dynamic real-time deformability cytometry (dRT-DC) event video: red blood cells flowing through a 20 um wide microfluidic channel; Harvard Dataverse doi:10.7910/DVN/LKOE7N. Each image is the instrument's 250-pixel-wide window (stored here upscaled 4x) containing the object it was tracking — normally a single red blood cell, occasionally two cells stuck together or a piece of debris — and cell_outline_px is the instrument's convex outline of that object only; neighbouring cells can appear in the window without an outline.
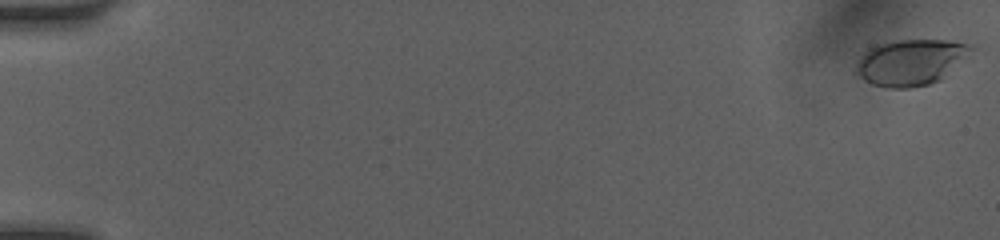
{"species": "human", "species_latin": "Homo sapiens", "temperature_condition": "room temperature", "stored_images_in_passage": 23, "camera_frame_rate_fps": 3000, "um_per_image_px": 0.085, "donor": {"sex": "female"}, "frame": {"image": 1, "passage_image": 1, "time_ms": 0.0, "image_size_px": [1000, 240], "cell_outline_px": [[976, 48], [940, 80], [928, 84], [908, 88], [888, 88], [872, 84], [864, 80], [856, 72], [856, 64], [864, 52], [868, 48], [880, 44], [896, 40], [948, 40], [972, 44]], "centroid_in_image_um": [77.42, 5.28], "position_along_channel_um": 7.6, "area_um2": 30.69}}
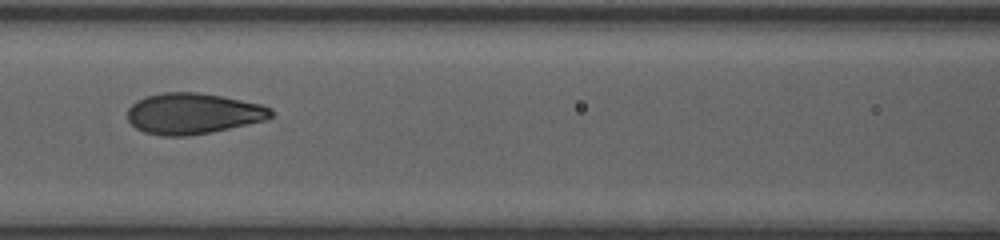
{"frame": {"image": 2, "passage_image": 18, "time_ms": 8.0, "image_size_px": [1000, 240], "cell_outline_px": [[272, 116], [264, 120], [212, 132], [184, 136], [160, 136], [144, 132], [136, 128], [128, 120], [128, 108], [136, 100], [148, 96], [164, 92], [200, 92], [224, 96], [264, 104], [272, 108]], "centroid_in_image_um": [16.42, 9.64], "position_along_channel_um": 150.2, "area_um2": 34.39}}
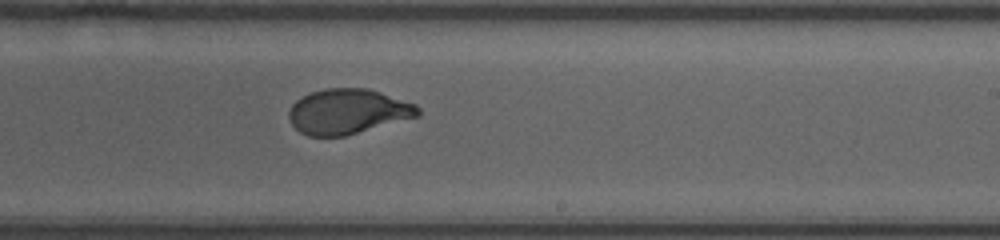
{"frame": {"image": 3, "passage_image": 23, "time_ms": 10.667, "image_size_px": [1000, 240], "cell_outline_px": [[420, 116], [344, 136], [308, 136], [300, 132], [292, 124], [288, 116], [288, 112], [292, 104], [296, 100], [312, 92], [324, 88], [368, 88], [416, 104], [420, 108]], "centroid_in_image_um": [29.57, 9.48], "position_along_channel_um": 259.4, "area_um2": 33.87}}